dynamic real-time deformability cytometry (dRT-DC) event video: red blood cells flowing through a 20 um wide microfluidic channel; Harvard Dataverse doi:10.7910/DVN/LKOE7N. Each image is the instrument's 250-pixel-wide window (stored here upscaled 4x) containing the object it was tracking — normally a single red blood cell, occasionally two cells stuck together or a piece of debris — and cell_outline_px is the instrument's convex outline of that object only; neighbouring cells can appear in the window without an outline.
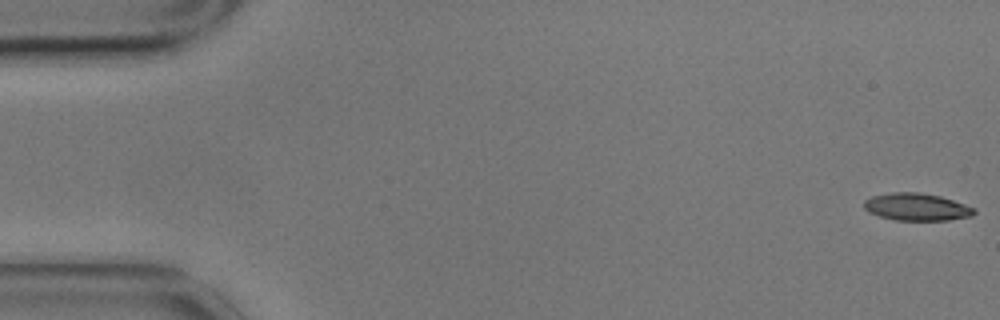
{"species": "common noctule bat (a hibernating species)", "species_latin": "Nyctalus noctula", "temperature_condition": "cold", "stored_images_in_passage": 58, "segment_of_instrument_passage": [1, 2], "camera_frame_rate_fps": 3000, "um_per_image_px": 0.085, "animal": {"sex": "male", "body_mass_g": 17.9}, "frame": {"image": 1, "passage_image": 1, "time_ms": 0.0, "image_size_px": [1000, 320], "cell_outline_px": [[976, 212], [972, 216], [948, 220], [896, 220], [880, 216], [868, 212], [864, 208], [864, 200], [872, 196], [892, 192], [920, 192], [940, 196], [976, 208]], "centroid_in_image_um": [77.92, 17.58], "position_along_channel_um": 7.1, "area_um2": 17.57}}
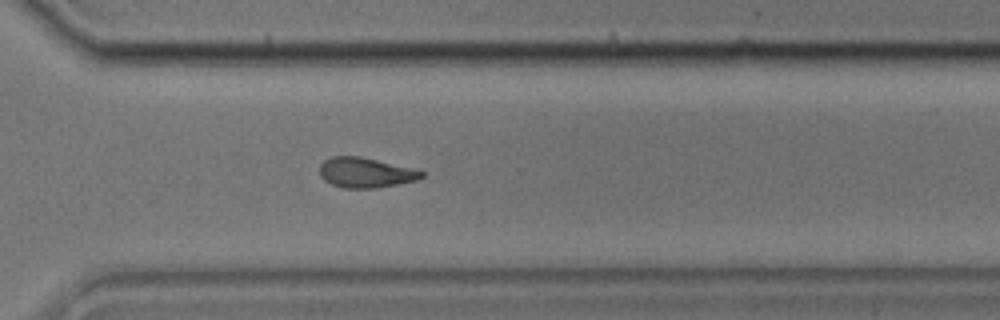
{"frame": {"image": 2, "passage_image": 41, "time_ms": 13.333, "image_size_px": [1000, 320], "cell_outline_px": [[424, 176], [416, 180], [376, 188], [344, 188], [332, 184], [324, 180], [320, 176], [320, 164], [324, 160], [332, 156], [360, 156], [420, 168], [424, 172]], "centroid_in_image_um": [31.12, 14.65], "position_along_channel_um": 339.5, "area_um2": 18.21}}
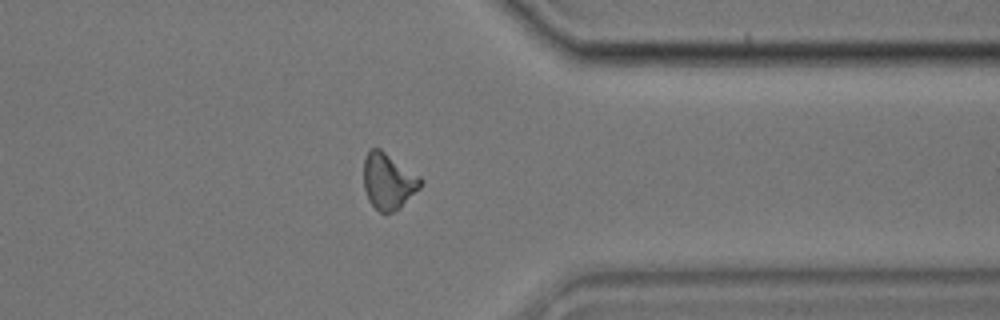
{"frame": {"image": 3, "passage_image": 45, "time_ms": 14.667, "image_size_px": [1000, 320], "cell_outline_px": [[424, 180], [420, 188], [400, 208], [384, 216], [368, 200], [364, 188], [364, 156], [368, 148], [380, 148], [420, 176]], "centroid_in_image_um": [33.0, 15.4], "position_along_channel_um": 378.4, "area_um2": 18.9}}